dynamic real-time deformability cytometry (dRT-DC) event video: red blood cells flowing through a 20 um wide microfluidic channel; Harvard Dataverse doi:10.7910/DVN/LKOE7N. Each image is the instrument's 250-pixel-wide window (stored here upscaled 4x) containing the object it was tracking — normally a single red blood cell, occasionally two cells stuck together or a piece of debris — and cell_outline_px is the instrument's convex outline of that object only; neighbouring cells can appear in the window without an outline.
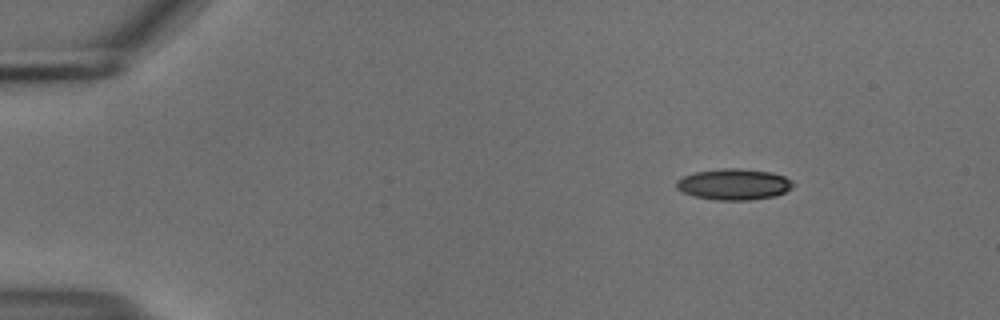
{"species": "common noctule bat (a hibernating species)", "species_latin": "Nyctalus noctula", "temperature_condition": "cold", "stored_images_in_passage": 48, "camera_frame_rate_fps": 3000, "um_per_image_px": 0.085, "animal": {"sex": "male", "body_mass_g": 18.8}, "frame": {"image": 1, "passage_image": 1, "time_ms": 0.0, "image_size_px": [1000, 320], "cell_outline_px": [[792, 188], [776, 196], [752, 200], [716, 200], [692, 196], [676, 188], [676, 180], [684, 176], [696, 172], [724, 168], [740, 168], [772, 172], [784, 176], [792, 184]], "centroid_in_image_um": [62.36, 15.67], "position_along_channel_um": 22.6, "area_um2": 21.1}}
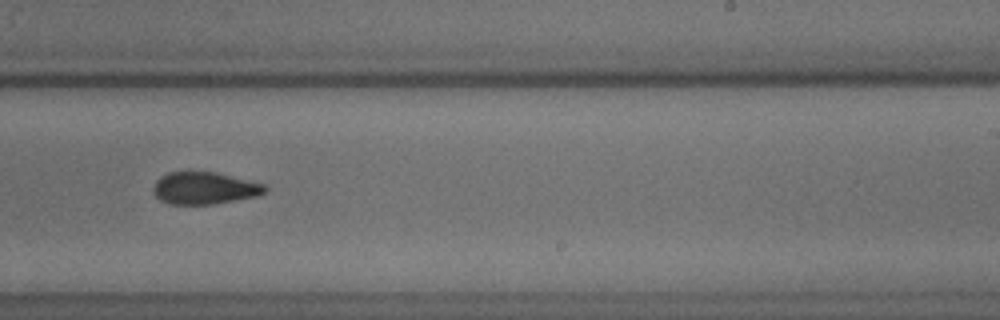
{"frame": {"image": 2, "passage_image": 28, "time_ms": 9.0, "image_size_px": [1000, 320], "cell_outline_px": [[268, 188], [260, 196], [212, 204], [172, 204], [160, 200], [152, 192], [152, 188], [156, 180], [160, 176], [168, 172], [216, 172], [268, 184]], "centroid_in_image_um": [17.41, 15.98], "position_along_channel_um": 271.6, "area_um2": 21.21}}
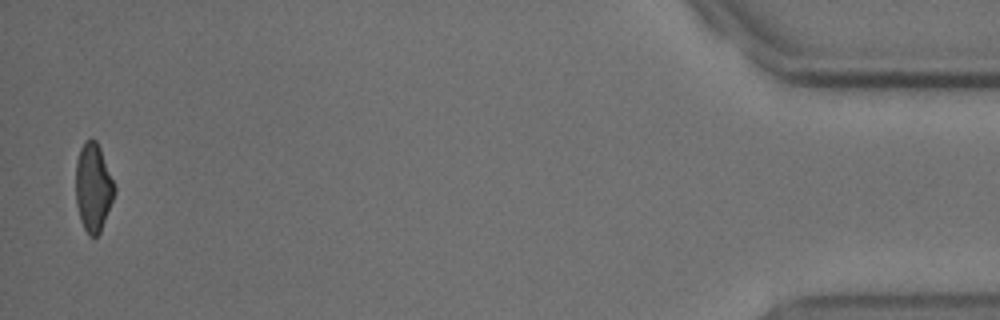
{"frame": {"image": 3, "passage_image": 47, "time_ms": 15.333, "image_size_px": [1000, 320], "cell_outline_px": [[116, 192], [100, 232], [96, 236], [88, 236], [80, 220], [76, 204], [76, 160], [80, 148], [84, 140], [96, 140], [100, 148], [116, 188]], "centroid_in_image_um": [7.92, 15.94], "position_along_channel_um": 427.3, "area_um2": 19.88}, "authors_computed_cell_mechanics": {"area_um2": 21.2704, "velocity_mm_per_s": 3.7444, "shape_relaxation_time_tau1_ms": 6.5277, "shape_relaxation_time_tau2_ms": 3.8777, "deformation_change_tau1": 0.1439, "deformation_change_tau2": 0.1018}}